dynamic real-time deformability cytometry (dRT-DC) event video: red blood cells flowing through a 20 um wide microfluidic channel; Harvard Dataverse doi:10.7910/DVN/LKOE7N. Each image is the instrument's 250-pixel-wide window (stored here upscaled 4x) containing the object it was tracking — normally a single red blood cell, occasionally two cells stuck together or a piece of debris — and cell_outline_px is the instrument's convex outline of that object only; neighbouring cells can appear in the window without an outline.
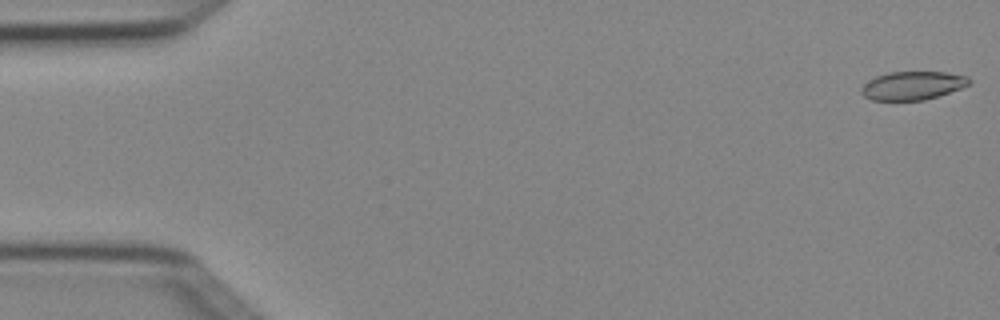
{"species": "Egyptian fruit bat (a non-hibernating species)", "species_latin": "Rousettus aegyptiacus", "temperature_condition": "cold", "stored_images_in_passage": 4, "camera_frame_rate_fps": 3000, "um_per_image_px": 0.085, "animal": {"sex": "female"}, "frame": {"image": 1, "passage_image": 1, "time_ms": 0.0, "image_size_px": [1000, 320], "cell_outline_px": [[972, 84], [924, 100], [872, 100], [864, 96], [860, 92], [860, 88], [864, 84], [876, 76], [888, 72], [944, 72], [968, 76], [972, 80]], "centroid_in_image_um": [77.57, 7.27], "position_along_channel_um": 7.4, "area_um2": 17.8}}
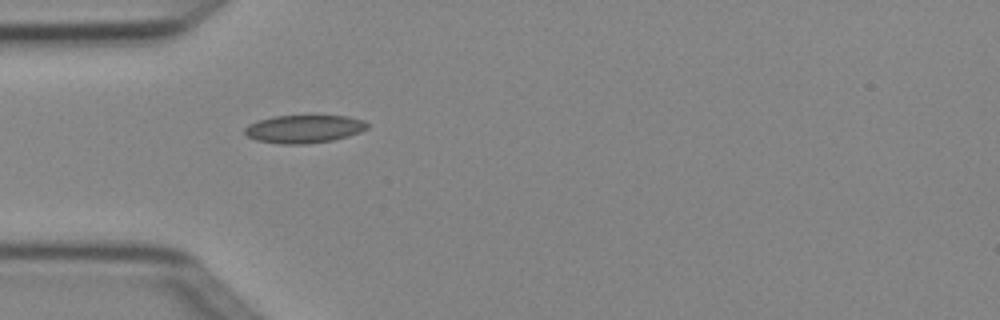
{"frame": {"image": 2, "passage_image": 4, "time_ms": 1.0, "image_size_px": [1000, 320], "cell_outline_px": [[368, 128], [360, 132], [348, 136], [332, 140], [304, 144], [280, 144], [256, 140], [248, 136], [244, 132], [244, 128], [248, 124], [256, 120], [272, 116], [348, 116], [364, 120], [368, 124]], "centroid_in_image_um": [25.82, 10.95], "position_along_channel_um": 59.2, "area_um2": 20.06}}